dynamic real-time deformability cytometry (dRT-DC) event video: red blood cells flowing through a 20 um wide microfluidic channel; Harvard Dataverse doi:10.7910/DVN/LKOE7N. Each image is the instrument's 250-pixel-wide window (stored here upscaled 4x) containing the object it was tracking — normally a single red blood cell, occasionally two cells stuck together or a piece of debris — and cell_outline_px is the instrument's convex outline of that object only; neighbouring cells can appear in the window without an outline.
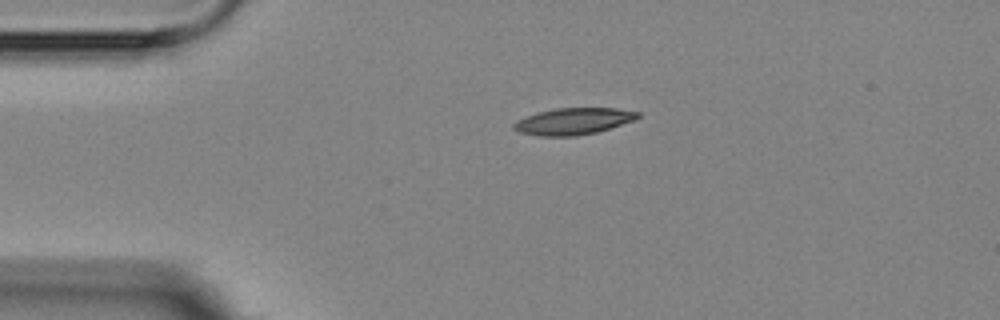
{"species": "Egyptian fruit bat (a non-hibernating species)", "species_latin": "Rousettus aegyptiacus", "temperature_condition": "room temperature", "stored_images_in_passage": 2, "camera_frame_rate_fps": 3000, "um_per_image_px": 0.085, "animal": {"sex": "female"}, "frame": {"image": 1, "passage_image": 1, "time_ms": 0.0, "image_size_px": [1000, 320], "cell_outline_px": [[640, 116], [636, 120], [596, 132], [576, 136], [540, 136], [520, 132], [512, 128], [512, 124], [516, 120], [536, 112], [556, 108], [616, 108], [640, 112]], "centroid_in_image_um": [48.73, 10.3], "position_along_channel_um": 36.3, "area_um2": 19.36}}